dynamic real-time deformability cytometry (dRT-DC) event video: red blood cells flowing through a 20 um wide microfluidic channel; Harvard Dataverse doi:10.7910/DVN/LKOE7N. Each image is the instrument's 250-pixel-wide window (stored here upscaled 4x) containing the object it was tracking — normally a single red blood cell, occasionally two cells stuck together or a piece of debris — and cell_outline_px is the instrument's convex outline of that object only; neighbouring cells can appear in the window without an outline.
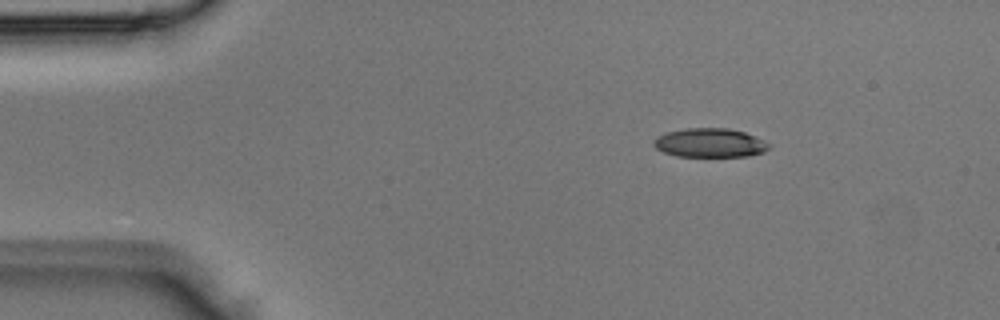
{"species": "Egyptian fruit bat (a non-hibernating species)", "species_latin": "Rousettus aegyptiacus", "temperature_condition": "room temperature", "stored_images_in_passage": 3, "camera_frame_rate_fps": 3000, "um_per_image_px": 0.085, "animal": {"sex": "male"}, "frame": {"image": 1, "passage_image": 1, "time_ms": 0.0, "image_size_px": [1000, 320], "cell_outline_px": [[772, 144], [764, 152], [748, 156], [676, 156], [664, 152], [656, 148], [652, 144], [652, 140], [656, 136], [668, 132], [688, 128], [728, 128], [744, 132], [756, 136]], "centroid_in_image_um": [60.35, 12.14], "position_along_channel_um": 24.7, "area_um2": 19.54}}
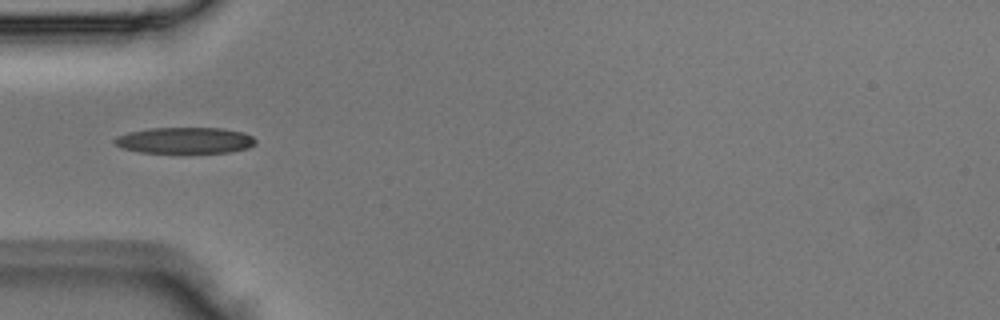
{"frame": {"image": 2, "passage_image": 3, "time_ms": 0.667, "image_size_px": [1000, 320], "cell_outline_px": [[256, 144], [248, 148], [228, 152], [140, 152], [124, 148], [112, 144], [112, 140], [116, 136], [128, 132], [148, 128], [224, 128], [244, 132], [252, 136], [256, 140]], "centroid_in_image_um": [15.7, 11.92], "position_along_channel_um": 69.3, "area_um2": 21.56}}